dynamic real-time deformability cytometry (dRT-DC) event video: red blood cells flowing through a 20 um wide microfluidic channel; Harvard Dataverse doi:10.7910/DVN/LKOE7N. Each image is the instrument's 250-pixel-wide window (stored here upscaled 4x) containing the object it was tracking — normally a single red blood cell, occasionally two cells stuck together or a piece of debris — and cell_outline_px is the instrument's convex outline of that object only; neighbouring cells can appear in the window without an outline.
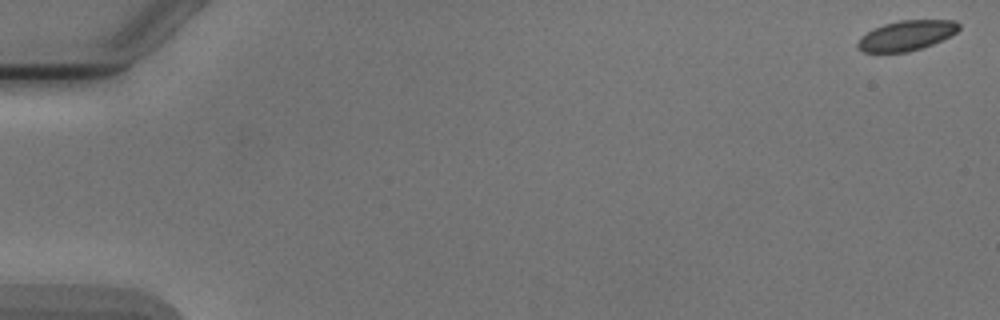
{"species": "Egyptian fruit bat (a non-hibernating species)", "species_latin": "Rousettus aegyptiacus", "temperature_condition": "cold", "stored_images_in_passage": 8, "camera_frame_rate_fps": 3000, "um_per_image_px": 0.085, "animal": {"sex": "male"}, "frame": {"image": 1, "passage_image": 1, "time_ms": 0.0, "image_size_px": [1000, 320], "cell_outline_px": [[960, 28], [956, 32], [932, 44], [908, 52], [864, 52], [856, 44], [860, 36], [872, 28], [884, 24], [900, 20], [956, 20], [960, 24]], "centroid_in_image_um": [77.02, 3.0], "position_along_channel_um": 8.0, "area_um2": 17.63}}
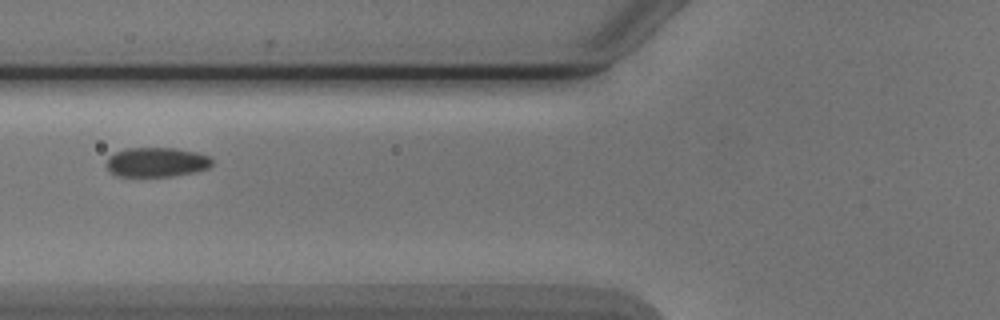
{"frame": {"image": 2, "passage_image": 6, "time_ms": 7.0, "image_size_px": [1000, 320], "cell_outline_px": [[212, 164], [208, 168], [196, 172], [172, 176], [116, 176], [108, 168], [108, 156], [124, 148], [176, 148], [196, 152], [212, 156]], "centroid_in_image_um": [13.35, 13.78], "position_along_channel_um": 112.4, "area_um2": 18.21}}
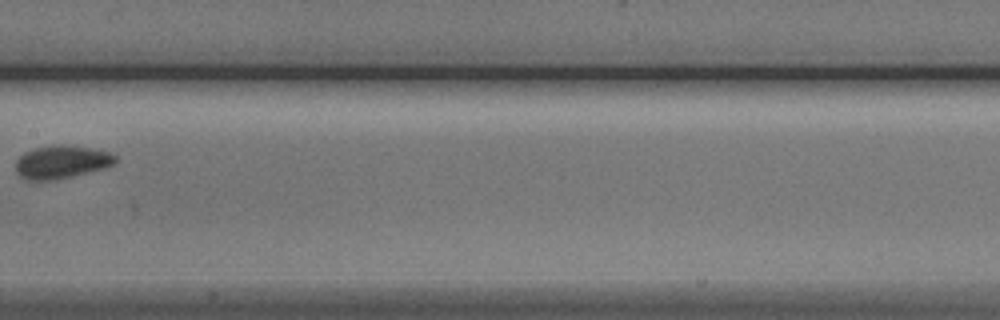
{"frame": {"image": 3, "passage_image": 8, "time_ms": 9.333, "image_size_px": [1000, 320], "cell_outline_px": [[116, 160], [112, 164], [104, 168], [72, 176], [52, 180], [28, 180], [20, 176], [16, 172], [16, 160], [24, 152], [36, 148], [52, 144], [60, 144], [88, 148], [108, 152], [116, 156]], "centroid_in_image_um": [5.18, 13.76], "position_along_channel_um": 202.2, "area_um2": 18.96}}